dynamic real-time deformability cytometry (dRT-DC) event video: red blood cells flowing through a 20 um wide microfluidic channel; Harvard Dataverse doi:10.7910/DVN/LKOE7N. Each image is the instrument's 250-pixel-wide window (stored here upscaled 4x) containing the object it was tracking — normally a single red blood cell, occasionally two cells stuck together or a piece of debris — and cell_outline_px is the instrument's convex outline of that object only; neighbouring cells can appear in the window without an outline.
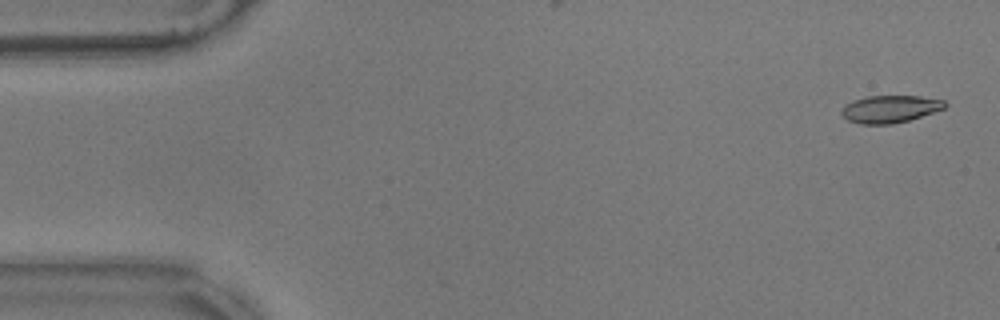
{"species": "common noctule bat (a hibernating species)", "species_latin": "Nyctalus noctula", "temperature_condition": "warm", "stored_images_in_passage": 57, "camera_frame_rate_fps": 3000, "um_per_image_px": 0.085, "animal": {"sex": "male", "body_mass_g": 17.9}, "frame": {"image": 1, "passage_image": 2, "time_ms": 0.333, "image_size_px": [1000, 320], "cell_outline_px": [[948, 104], [944, 108], [908, 120], [892, 124], [860, 124], [848, 120], [840, 112], [844, 104], [852, 100], [868, 96], [920, 96], [944, 100]], "centroid_in_image_um": [75.62, 9.26], "position_along_channel_um": 9.4, "area_um2": 16.42}}
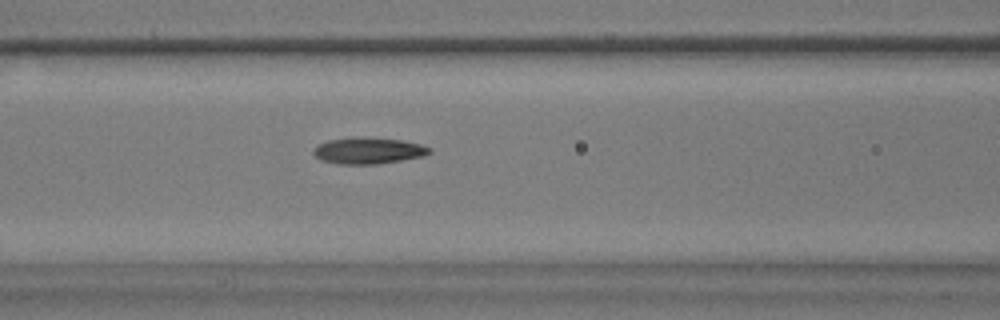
{"frame": {"image": 2, "passage_image": 23, "time_ms": 7.333, "image_size_px": [1000, 320], "cell_outline_px": [[432, 152], [424, 156], [376, 164], [336, 164], [320, 160], [312, 152], [320, 144], [328, 140], [404, 140], [420, 144], [432, 148]], "centroid_in_image_um": [31.36, 12.86], "position_along_channel_um": 135.2, "area_um2": 16.82}}
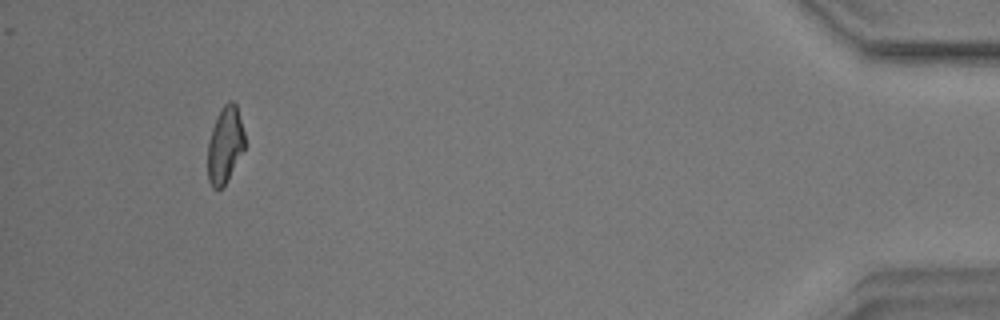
{"frame": {"image": 3, "passage_image": 53, "time_ms": 17.333, "image_size_px": [1000, 320], "cell_outline_px": [[244, 148], [228, 180], [220, 188], [212, 188], [208, 180], [208, 140], [212, 128], [224, 104], [228, 100], [232, 100], [236, 104], [244, 132]], "centroid_in_image_um": [19.12, 12.32], "position_along_channel_um": 416.1, "area_um2": 16.24}, "authors_computed_cell_mechanics": {"area_um2": 17.1666, "velocity_mm_per_s": 3.5349, "shape_relaxation_time_tau1_ms": 7.2591, "shape_relaxation_time_tau2_ms": 3.7384, "deformation_change_tau1": 0.2082, "deformation_change_tau2": 0.1}}